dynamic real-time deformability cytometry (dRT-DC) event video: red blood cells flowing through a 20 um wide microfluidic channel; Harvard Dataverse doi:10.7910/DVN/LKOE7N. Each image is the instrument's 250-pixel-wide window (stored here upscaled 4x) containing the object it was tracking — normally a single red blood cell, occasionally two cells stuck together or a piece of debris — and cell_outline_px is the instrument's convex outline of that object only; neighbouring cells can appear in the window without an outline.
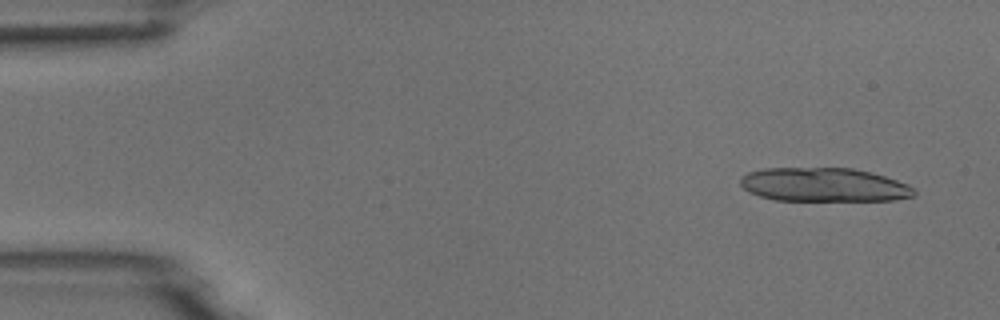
{"species": "common noctule bat (a hibernating species)", "species_latin": "Nyctalus noctula", "temperature_condition": "room temperature", "stored_images_in_passage": 6, "camera_frame_rate_fps": 3000, "um_per_image_px": 0.085, "animal": {"sex": "male", "body_mass_g": 18.8}, "frame": {"image": 1, "passage_image": 1, "time_ms": 0.0, "image_size_px": [1000, 320], "cell_outline_px": [[916, 196], [896, 200], [776, 200], [760, 196], [748, 192], [740, 184], [740, 176], [748, 172], [764, 168], [852, 168], [872, 172], [908, 184], [916, 192]], "centroid_in_image_um": [70.02, 15.7], "position_along_channel_um": 15.0, "area_um2": 34.33}}